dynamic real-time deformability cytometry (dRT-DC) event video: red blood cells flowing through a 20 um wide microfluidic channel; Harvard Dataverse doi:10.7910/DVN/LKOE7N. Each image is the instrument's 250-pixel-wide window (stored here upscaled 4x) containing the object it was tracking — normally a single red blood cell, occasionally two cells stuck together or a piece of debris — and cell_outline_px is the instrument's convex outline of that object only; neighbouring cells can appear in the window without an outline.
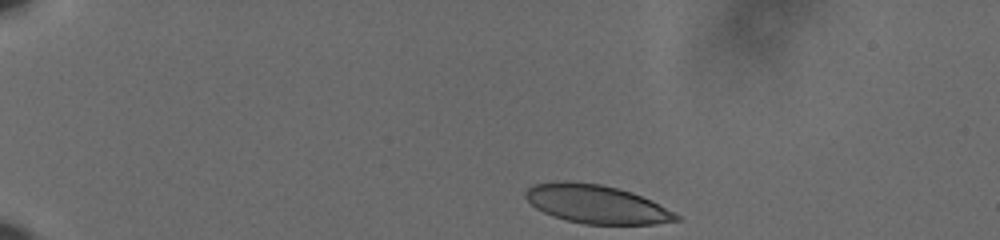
{"species": "human", "species_latin": "Homo sapiens", "temperature_condition": "cold", "stored_images_in_passage": 43, "camera_frame_rate_fps": 3000, "um_per_image_px": 0.085, "donor": {"sex": "male"}, "frame": {"image": 1, "passage_image": 1, "time_ms": 0.0, "image_size_px": [1000, 240], "cell_outline_px": [[680, 220], [652, 224], [584, 224], [552, 216], [536, 208], [524, 196], [524, 192], [532, 184], [552, 180], [568, 180], [600, 184], [632, 192], [680, 216]], "centroid_in_image_um": [50.6, 17.33], "position_along_channel_um": 34.4, "area_um2": 33.58}}
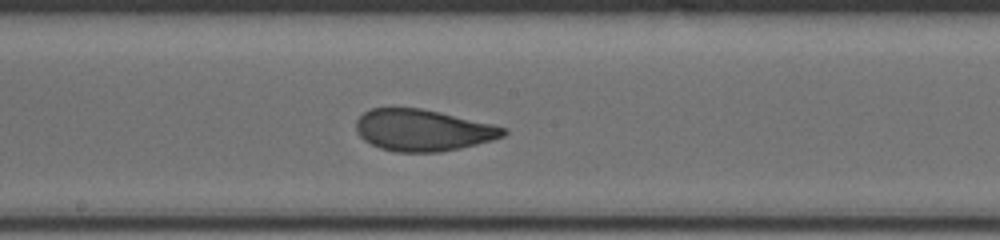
{"frame": {"image": 2, "passage_image": 23, "time_ms": 7.333, "image_size_px": [1000, 240], "cell_outline_px": [[508, 132], [504, 136], [492, 140], [460, 148], [440, 152], [396, 152], [380, 148], [364, 140], [356, 132], [356, 120], [364, 112], [372, 108], [420, 108], [440, 112], [492, 124], [508, 128]], "centroid_in_image_um": [35.94, 11.07], "position_along_channel_um": 212.3, "area_um2": 35.66}}
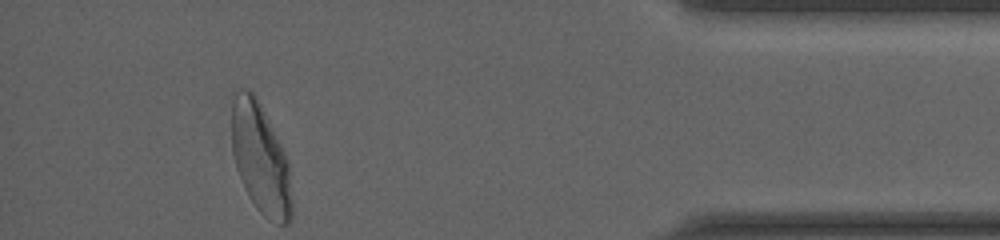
{"frame": {"image": 3, "passage_image": 43, "time_ms": 14.0, "image_size_px": [1000, 240], "cell_outline_px": [[292, 220], [288, 224], [280, 224], [264, 216], [256, 208], [248, 196], [236, 168], [232, 152], [232, 92], [236, 88], [248, 88], [256, 96], [288, 160], [292, 200]], "centroid_in_image_um": [22.13, 13.47], "position_along_channel_um": 413.1, "area_um2": 38.78}, "authors_computed_cell_mechanics": {"area_um2": 36.125, "velocity_mm_per_s": 3.6257, "shape_relaxation_time_tau1_ms": 3.9534, "shape_relaxation_time_tau2_ms": 0.8674, "deformation_change_tau1": 0.1444, "deformation_change_tau2": 0.0665}}